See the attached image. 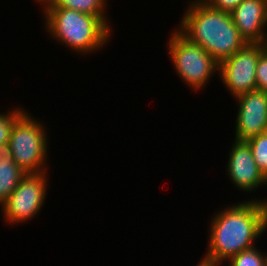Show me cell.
Listing matches in <instances>:
<instances>
[{
    "mask_svg": "<svg viewBox=\"0 0 267 266\" xmlns=\"http://www.w3.org/2000/svg\"><path fill=\"white\" fill-rule=\"evenodd\" d=\"M245 200L213 214L208 250L202 257L222 265L243 250L255 246L267 231V198Z\"/></svg>",
    "mask_w": 267,
    "mask_h": 266,
    "instance_id": "cell-1",
    "label": "cell"
},
{
    "mask_svg": "<svg viewBox=\"0 0 267 266\" xmlns=\"http://www.w3.org/2000/svg\"><path fill=\"white\" fill-rule=\"evenodd\" d=\"M186 8L177 29L218 64L247 43L229 12L214 9L203 0H189Z\"/></svg>",
    "mask_w": 267,
    "mask_h": 266,
    "instance_id": "cell-2",
    "label": "cell"
},
{
    "mask_svg": "<svg viewBox=\"0 0 267 266\" xmlns=\"http://www.w3.org/2000/svg\"><path fill=\"white\" fill-rule=\"evenodd\" d=\"M45 30L57 43L88 55L106 46L112 30L99 17L64 7H42ZM110 38V39H109Z\"/></svg>",
    "mask_w": 267,
    "mask_h": 266,
    "instance_id": "cell-3",
    "label": "cell"
},
{
    "mask_svg": "<svg viewBox=\"0 0 267 266\" xmlns=\"http://www.w3.org/2000/svg\"><path fill=\"white\" fill-rule=\"evenodd\" d=\"M25 111L12 127L9 146L15 163L25 173L47 172L48 133L47 127Z\"/></svg>",
    "mask_w": 267,
    "mask_h": 266,
    "instance_id": "cell-4",
    "label": "cell"
},
{
    "mask_svg": "<svg viewBox=\"0 0 267 266\" xmlns=\"http://www.w3.org/2000/svg\"><path fill=\"white\" fill-rule=\"evenodd\" d=\"M170 35L167 50L177 75L193 91L204 89L214 73L219 71V64L201 46L186 38L177 27Z\"/></svg>",
    "mask_w": 267,
    "mask_h": 266,
    "instance_id": "cell-5",
    "label": "cell"
},
{
    "mask_svg": "<svg viewBox=\"0 0 267 266\" xmlns=\"http://www.w3.org/2000/svg\"><path fill=\"white\" fill-rule=\"evenodd\" d=\"M48 173H28L1 206L3 219L9 224L32 220L40 213L47 197Z\"/></svg>",
    "mask_w": 267,
    "mask_h": 266,
    "instance_id": "cell-6",
    "label": "cell"
},
{
    "mask_svg": "<svg viewBox=\"0 0 267 266\" xmlns=\"http://www.w3.org/2000/svg\"><path fill=\"white\" fill-rule=\"evenodd\" d=\"M265 50L264 44L246 43L231 57L219 63L217 73L233 98L257 90L256 65Z\"/></svg>",
    "mask_w": 267,
    "mask_h": 266,
    "instance_id": "cell-7",
    "label": "cell"
},
{
    "mask_svg": "<svg viewBox=\"0 0 267 266\" xmlns=\"http://www.w3.org/2000/svg\"><path fill=\"white\" fill-rule=\"evenodd\" d=\"M238 105L235 139L248 141L267 132V92L254 90L235 98Z\"/></svg>",
    "mask_w": 267,
    "mask_h": 266,
    "instance_id": "cell-8",
    "label": "cell"
},
{
    "mask_svg": "<svg viewBox=\"0 0 267 266\" xmlns=\"http://www.w3.org/2000/svg\"><path fill=\"white\" fill-rule=\"evenodd\" d=\"M234 141L226 166L231 182L237 189L246 193L256 192L258 187L267 186V178L256 165L249 144L246 141Z\"/></svg>",
    "mask_w": 267,
    "mask_h": 266,
    "instance_id": "cell-9",
    "label": "cell"
},
{
    "mask_svg": "<svg viewBox=\"0 0 267 266\" xmlns=\"http://www.w3.org/2000/svg\"><path fill=\"white\" fill-rule=\"evenodd\" d=\"M230 14L247 43H265L267 5L264 0H243Z\"/></svg>",
    "mask_w": 267,
    "mask_h": 266,
    "instance_id": "cell-10",
    "label": "cell"
},
{
    "mask_svg": "<svg viewBox=\"0 0 267 266\" xmlns=\"http://www.w3.org/2000/svg\"><path fill=\"white\" fill-rule=\"evenodd\" d=\"M26 174L15 163L9 144L0 145V207Z\"/></svg>",
    "mask_w": 267,
    "mask_h": 266,
    "instance_id": "cell-11",
    "label": "cell"
},
{
    "mask_svg": "<svg viewBox=\"0 0 267 266\" xmlns=\"http://www.w3.org/2000/svg\"><path fill=\"white\" fill-rule=\"evenodd\" d=\"M108 0H37L42 7H64L99 17L109 28V17L106 15Z\"/></svg>",
    "mask_w": 267,
    "mask_h": 266,
    "instance_id": "cell-12",
    "label": "cell"
},
{
    "mask_svg": "<svg viewBox=\"0 0 267 266\" xmlns=\"http://www.w3.org/2000/svg\"><path fill=\"white\" fill-rule=\"evenodd\" d=\"M246 142L251 148L256 165L267 178V132L251 138Z\"/></svg>",
    "mask_w": 267,
    "mask_h": 266,
    "instance_id": "cell-13",
    "label": "cell"
},
{
    "mask_svg": "<svg viewBox=\"0 0 267 266\" xmlns=\"http://www.w3.org/2000/svg\"><path fill=\"white\" fill-rule=\"evenodd\" d=\"M256 245L241 251L227 262L229 266H264V252Z\"/></svg>",
    "mask_w": 267,
    "mask_h": 266,
    "instance_id": "cell-14",
    "label": "cell"
},
{
    "mask_svg": "<svg viewBox=\"0 0 267 266\" xmlns=\"http://www.w3.org/2000/svg\"><path fill=\"white\" fill-rule=\"evenodd\" d=\"M21 107H13L8 112L0 113V145L9 143L10 133L14 122L25 112Z\"/></svg>",
    "mask_w": 267,
    "mask_h": 266,
    "instance_id": "cell-15",
    "label": "cell"
},
{
    "mask_svg": "<svg viewBox=\"0 0 267 266\" xmlns=\"http://www.w3.org/2000/svg\"><path fill=\"white\" fill-rule=\"evenodd\" d=\"M257 90L267 92V51L259 57L256 65Z\"/></svg>",
    "mask_w": 267,
    "mask_h": 266,
    "instance_id": "cell-16",
    "label": "cell"
},
{
    "mask_svg": "<svg viewBox=\"0 0 267 266\" xmlns=\"http://www.w3.org/2000/svg\"><path fill=\"white\" fill-rule=\"evenodd\" d=\"M210 7L225 12H232L243 0H203Z\"/></svg>",
    "mask_w": 267,
    "mask_h": 266,
    "instance_id": "cell-17",
    "label": "cell"
},
{
    "mask_svg": "<svg viewBox=\"0 0 267 266\" xmlns=\"http://www.w3.org/2000/svg\"><path fill=\"white\" fill-rule=\"evenodd\" d=\"M196 266H220V265H217L213 262H210L202 258Z\"/></svg>",
    "mask_w": 267,
    "mask_h": 266,
    "instance_id": "cell-18",
    "label": "cell"
},
{
    "mask_svg": "<svg viewBox=\"0 0 267 266\" xmlns=\"http://www.w3.org/2000/svg\"><path fill=\"white\" fill-rule=\"evenodd\" d=\"M264 266H267V253H264Z\"/></svg>",
    "mask_w": 267,
    "mask_h": 266,
    "instance_id": "cell-19",
    "label": "cell"
},
{
    "mask_svg": "<svg viewBox=\"0 0 267 266\" xmlns=\"http://www.w3.org/2000/svg\"><path fill=\"white\" fill-rule=\"evenodd\" d=\"M264 45H265V49H266V51H267V37H266V40H265Z\"/></svg>",
    "mask_w": 267,
    "mask_h": 266,
    "instance_id": "cell-20",
    "label": "cell"
}]
</instances>
